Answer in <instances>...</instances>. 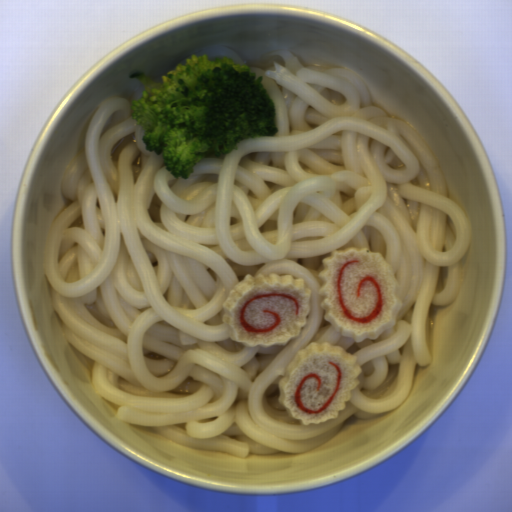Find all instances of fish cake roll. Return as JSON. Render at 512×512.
<instances>
[{
    "mask_svg": "<svg viewBox=\"0 0 512 512\" xmlns=\"http://www.w3.org/2000/svg\"><path fill=\"white\" fill-rule=\"evenodd\" d=\"M318 295L336 334L359 343L396 326L403 307L395 271L377 251L347 247L322 258Z\"/></svg>",
    "mask_w": 512,
    "mask_h": 512,
    "instance_id": "obj_1",
    "label": "fish cake roll"
},
{
    "mask_svg": "<svg viewBox=\"0 0 512 512\" xmlns=\"http://www.w3.org/2000/svg\"><path fill=\"white\" fill-rule=\"evenodd\" d=\"M312 291L288 274H246L223 301L221 322L245 347L284 346L300 337L311 313Z\"/></svg>",
    "mask_w": 512,
    "mask_h": 512,
    "instance_id": "obj_2",
    "label": "fish cake roll"
},
{
    "mask_svg": "<svg viewBox=\"0 0 512 512\" xmlns=\"http://www.w3.org/2000/svg\"><path fill=\"white\" fill-rule=\"evenodd\" d=\"M363 369L357 356L328 341L310 342L298 350L278 381V402L302 425L338 419Z\"/></svg>",
    "mask_w": 512,
    "mask_h": 512,
    "instance_id": "obj_3",
    "label": "fish cake roll"
}]
</instances>
